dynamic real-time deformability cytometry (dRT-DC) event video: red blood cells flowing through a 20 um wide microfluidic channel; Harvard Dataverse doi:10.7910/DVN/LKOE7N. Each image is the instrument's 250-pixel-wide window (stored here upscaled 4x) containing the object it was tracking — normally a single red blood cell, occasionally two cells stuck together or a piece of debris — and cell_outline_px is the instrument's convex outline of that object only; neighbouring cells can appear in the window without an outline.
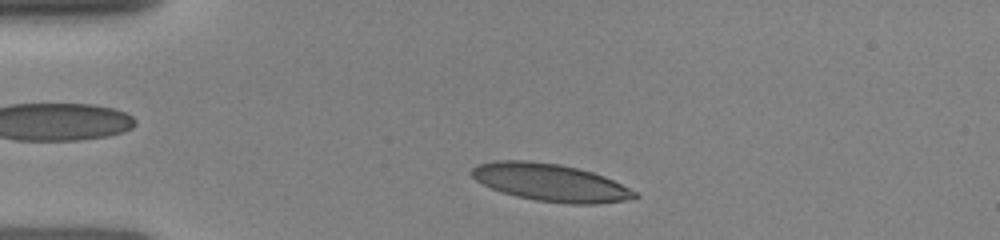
{"species": "human", "species_latin": "Homo sapiens", "temperature_condition": "room temperature", "stored_images_in_passage": 51, "camera_frame_rate_fps": 3000, "um_per_image_px": 0.085, "donor": {"sex": "female"}, "frame": {"image": 1, "passage_image": 5, "time_ms": 1.0, "image_size_px": [1000, 240], "cell_outline_px": [[640, 196], [624, 200], [596, 204], [568, 204], [536, 200], [516, 196], [492, 188], [476, 180], [468, 172], [476, 164], [492, 160], [528, 160], [560, 164], [592, 172], [604, 176], [636, 192]], "centroid_in_image_um": [46.73, 15.5], "position_along_channel_um": 38.3, "area_um2": 35.49}}
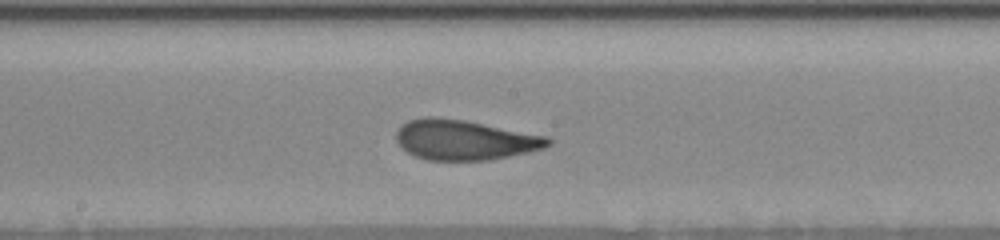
{"frame": {"image": 2, "passage_image": 27, "time_ms": 6.0, "image_size_px": [1000, 240], "cell_outline_px": [[552, 144], [544, 148], [528, 152], [488, 160], [424, 160], [400, 148], [396, 140], [396, 128], [400, 124], [408, 120], [424, 116], [432, 116], [464, 120], [548, 136], [552, 140]], "centroid_in_image_um": [39.45, 11.88], "position_along_channel_um": 208.8, "area_um2": 35.72}}
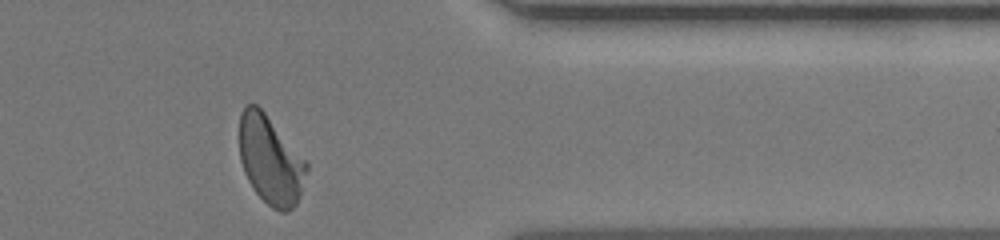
{"frame": {"image": 3, "passage_image": 47, "time_ms": 10.667, "image_size_px": [1000, 240], "cell_outline_px": [[308, 168], [300, 196], [296, 204], [288, 212], [280, 212], [272, 208], [252, 188], [244, 172], [240, 160], [240, 112], [248, 104], [256, 104], [264, 112], [308, 164]], "centroid_in_image_um": [22.98, 13.64], "position_along_channel_um": 388.4, "area_um2": 34.16}}